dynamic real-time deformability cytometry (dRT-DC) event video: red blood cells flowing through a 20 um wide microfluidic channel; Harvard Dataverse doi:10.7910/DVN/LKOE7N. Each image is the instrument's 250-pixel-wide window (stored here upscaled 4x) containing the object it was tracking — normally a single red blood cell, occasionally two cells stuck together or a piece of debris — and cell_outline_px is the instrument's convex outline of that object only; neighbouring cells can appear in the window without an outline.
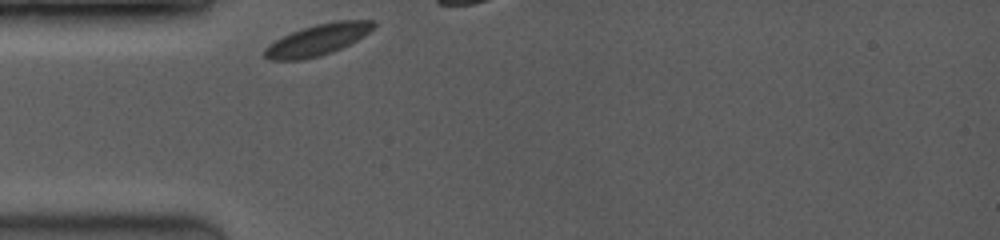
{"species": "common noctule bat (a hibernating species)", "species_latin": "Nyctalus noctula", "temperature_condition": "room temperature", "stored_images_in_passage": 6, "camera_frame_rate_fps": 3500, "um_per_image_px": 0.085, "animal": {"sex": "female", "body_mass_g": 19.0, "forearm_length_mm": 53.3}, "frame": {"image": 1, "passage_image": 1, "time_ms": 0.0, "image_size_px": [1000, 240], "cell_outline_px": [[376, 24], [364, 36], [332, 52], [320, 56], [304, 60], [268, 60], [264, 56], [264, 48], [268, 44], [292, 32], [316, 24], [336, 20], [376, 20]], "centroid_in_image_um": [26.99, 3.39], "position_along_channel_um": 58.0, "area_um2": 19.71}}